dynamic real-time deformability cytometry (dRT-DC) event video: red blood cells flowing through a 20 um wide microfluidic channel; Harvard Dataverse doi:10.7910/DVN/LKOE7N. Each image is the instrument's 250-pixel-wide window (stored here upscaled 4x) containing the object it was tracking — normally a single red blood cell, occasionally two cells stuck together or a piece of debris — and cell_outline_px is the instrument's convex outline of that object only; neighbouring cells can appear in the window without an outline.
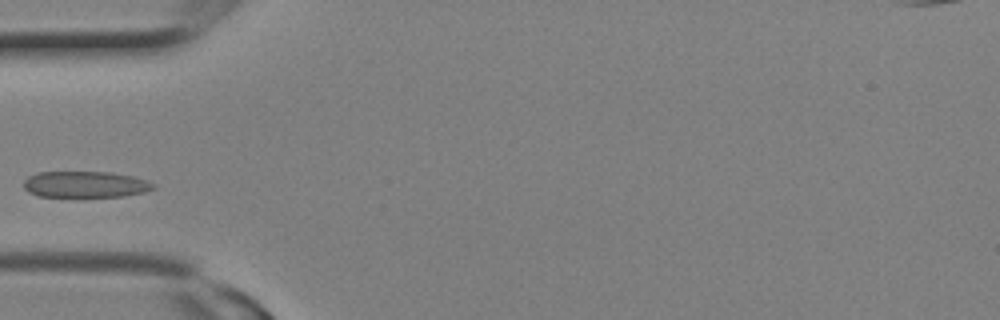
{"species": "Egyptian fruit bat (a non-hibernating species)", "species_latin": "Rousettus aegyptiacus", "temperature_condition": "room temperature", "stored_images_in_passage": 11, "camera_frame_rate_fps": 3000, "um_per_image_px": 0.085, "animal": {"sex": "female"}, "frame": {"image": 1, "passage_image": 4, "time_ms": 1.0, "image_size_px": [1000, 320], "cell_outline_px": [[156, 188], [144, 192], [124, 196], [36, 196], [28, 192], [24, 188], [24, 180], [28, 176], [36, 172], [112, 172], [132, 176], [148, 180], [156, 184]], "centroid_in_image_um": [7.26, 15.66], "position_along_channel_um": 77.7, "area_um2": 19.94}}
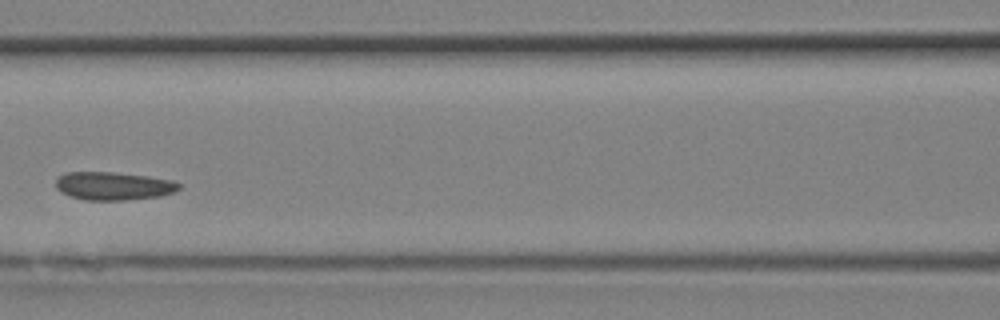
{"frame": {"image": 2, "passage_image": 7, "time_ms": 2.0, "image_size_px": [1000, 320], "cell_outline_px": [[180, 188], [172, 192], [160, 196], [124, 200], [84, 200], [68, 196], [60, 192], [56, 188], [56, 180], [64, 172], [112, 172], [148, 176], [172, 180], [180, 184]], "centroid_in_image_um": [9.6, 15.81], "position_along_channel_um": 157.0, "area_um2": 20.23}}